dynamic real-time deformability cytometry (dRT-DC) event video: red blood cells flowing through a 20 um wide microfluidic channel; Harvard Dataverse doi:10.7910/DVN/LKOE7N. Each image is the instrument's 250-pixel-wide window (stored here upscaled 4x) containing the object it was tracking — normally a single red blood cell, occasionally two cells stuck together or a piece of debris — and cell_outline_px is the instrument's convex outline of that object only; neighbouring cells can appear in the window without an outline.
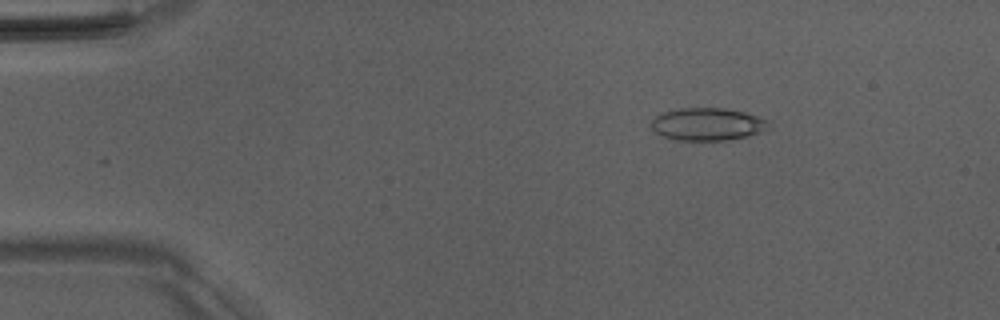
{"species": "Egyptian fruit bat (a non-hibernating species)", "species_latin": "Rousettus aegyptiacus", "temperature_condition": "room temperature", "stored_images_in_passage": 51, "camera_frame_rate_fps": 3000, "um_per_image_px": 0.085, "animal": {"sex": "male"}, "frame": {"image": 1, "passage_image": 8, "time_ms": 2.333, "image_size_px": [1000, 320], "cell_outline_px": [[768, 120], [764, 128], [760, 132], [748, 136], [728, 140], [672, 140], [660, 136], [652, 132], [648, 124], [656, 116], [664, 112], [680, 108], [724, 108], [744, 112]], "centroid_in_image_um": [60.02, 10.57], "position_along_channel_um": 25.0, "area_um2": 22.37}}
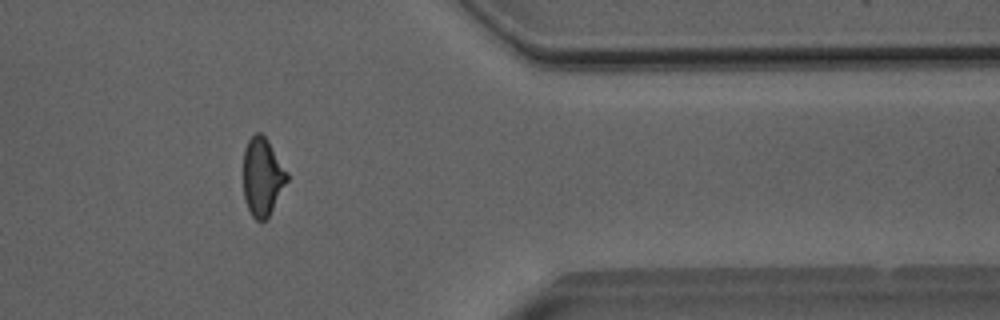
{"frame": {"image": 2, "passage_image": 42, "time_ms": 13.667, "image_size_px": [1000, 320], "cell_outline_px": [[288, 180], [268, 216], [260, 224], [252, 216], [244, 200], [244, 148], [248, 140], [256, 132], [260, 132], [268, 140], [288, 172]], "centroid_in_image_um": [22.3, 15.02], "position_along_channel_um": 389.1, "area_um2": 19.83}}
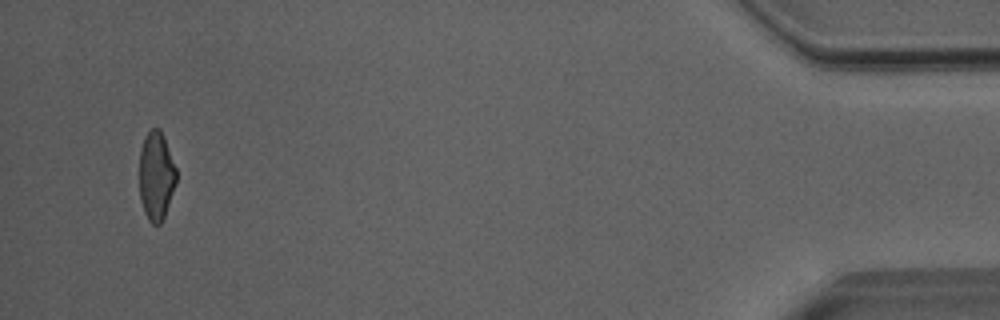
{"frame": {"image": 3, "passage_image": 49, "time_ms": 16.0, "image_size_px": [1000, 320], "cell_outline_px": [[176, 184], [164, 216], [160, 224], [152, 224], [148, 220], [144, 212], [140, 200], [140, 148], [144, 136], [152, 128], [160, 128], [164, 136], [176, 168]], "centroid_in_image_um": [13.27, 14.93], "position_along_channel_um": 421.9, "area_um2": 19.13}, "authors_computed_cell_mechanics": {"area_um2": 20.9814, "velocity_mm_per_s": 4.0531, "shape_relaxation_time_tau1_ms": null, "shape_relaxation_time_tau2_ms": 2.1335, "deformation_change_tau1": null, "deformation_change_tau2": 0.0957}}